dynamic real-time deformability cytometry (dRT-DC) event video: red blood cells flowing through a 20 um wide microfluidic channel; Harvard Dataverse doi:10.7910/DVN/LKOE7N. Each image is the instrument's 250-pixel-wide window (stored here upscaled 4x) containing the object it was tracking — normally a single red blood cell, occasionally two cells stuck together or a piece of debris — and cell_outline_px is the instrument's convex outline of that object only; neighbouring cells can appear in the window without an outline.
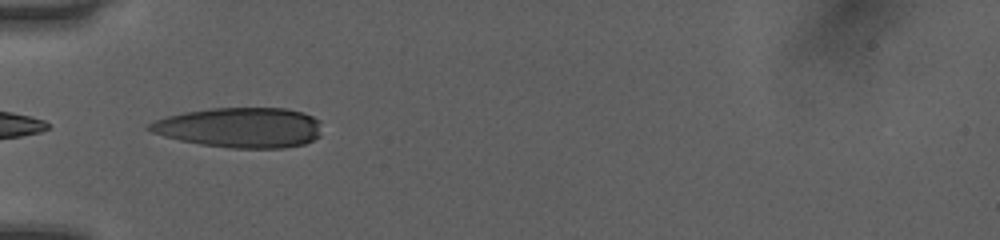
{"species": "human", "species_latin": "Homo sapiens", "temperature_condition": "room temperature", "stored_images_in_passage": 4, "camera_frame_rate_fps": 3000, "um_per_image_px": 0.085, "donor": {"sex": "female"}, "frame": {"image": 1, "passage_image": 1, "time_ms": 0.0, "image_size_px": [1000, 240], "cell_outline_px": [[320, 136], [304, 144], [284, 148], [232, 148], [200, 144], [180, 140], [164, 136], [152, 132], [144, 128], [148, 124], [156, 120], [168, 116], [184, 112], [212, 108], [288, 108], [304, 112], [320, 120]], "centroid_in_image_um": [20.43, 10.84], "position_along_channel_um": 64.6, "area_um2": 40.46}}